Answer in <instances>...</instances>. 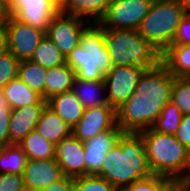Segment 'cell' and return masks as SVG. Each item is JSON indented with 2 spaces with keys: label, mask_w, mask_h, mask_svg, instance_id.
Here are the masks:
<instances>
[{
  "label": "cell",
  "mask_w": 190,
  "mask_h": 191,
  "mask_svg": "<svg viewBox=\"0 0 190 191\" xmlns=\"http://www.w3.org/2000/svg\"><path fill=\"white\" fill-rule=\"evenodd\" d=\"M174 76L160 62L142 74L128 101L116 109V124L125 133L148 130L171 101Z\"/></svg>",
  "instance_id": "obj_1"
},
{
  "label": "cell",
  "mask_w": 190,
  "mask_h": 191,
  "mask_svg": "<svg viewBox=\"0 0 190 191\" xmlns=\"http://www.w3.org/2000/svg\"><path fill=\"white\" fill-rule=\"evenodd\" d=\"M145 143L140 133H125L106 153L98 176L106 179L119 191L133 182L150 177Z\"/></svg>",
  "instance_id": "obj_2"
},
{
  "label": "cell",
  "mask_w": 190,
  "mask_h": 191,
  "mask_svg": "<svg viewBox=\"0 0 190 191\" xmlns=\"http://www.w3.org/2000/svg\"><path fill=\"white\" fill-rule=\"evenodd\" d=\"M140 134L152 174L181 182L188 171L190 150L175 135L163 134L152 128Z\"/></svg>",
  "instance_id": "obj_3"
},
{
  "label": "cell",
  "mask_w": 190,
  "mask_h": 191,
  "mask_svg": "<svg viewBox=\"0 0 190 191\" xmlns=\"http://www.w3.org/2000/svg\"><path fill=\"white\" fill-rule=\"evenodd\" d=\"M76 77L87 81L104 80L113 67L104 40V29L91 23L82 33L80 45L66 57Z\"/></svg>",
  "instance_id": "obj_4"
},
{
  "label": "cell",
  "mask_w": 190,
  "mask_h": 191,
  "mask_svg": "<svg viewBox=\"0 0 190 191\" xmlns=\"http://www.w3.org/2000/svg\"><path fill=\"white\" fill-rule=\"evenodd\" d=\"M104 40L113 66L154 68L161 53L138 30L104 29Z\"/></svg>",
  "instance_id": "obj_5"
},
{
  "label": "cell",
  "mask_w": 190,
  "mask_h": 191,
  "mask_svg": "<svg viewBox=\"0 0 190 191\" xmlns=\"http://www.w3.org/2000/svg\"><path fill=\"white\" fill-rule=\"evenodd\" d=\"M189 11L190 7L181 0H156L138 33L162 53L174 42L178 25Z\"/></svg>",
  "instance_id": "obj_6"
},
{
  "label": "cell",
  "mask_w": 190,
  "mask_h": 191,
  "mask_svg": "<svg viewBox=\"0 0 190 191\" xmlns=\"http://www.w3.org/2000/svg\"><path fill=\"white\" fill-rule=\"evenodd\" d=\"M154 0H112L98 24L103 29L137 30Z\"/></svg>",
  "instance_id": "obj_7"
},
{
  "label": "cell",
  "mask_w": 190,
  "mask_h": 191,
  "mask_svg": "<svg viewBox=\"0 0 190 191\" xmlns=\"http://www.w3.org/2000/svg\"><path fill=\"white\" fill-rule=\"evenodd\" d=\"M147 68L140 66H113L104 76L106 98L115 110L126 103Z\"/></svg>",
  "instance_id": "obj_8"
},
{
  "label": "cell",
  "mask_w": 190,
  "mask_h": 191,
  "mask_svg": "<svg viewBox=\"0 0 190 191\" xmlns=\"http://www.w3.org/2000/svg\"><path fill=\"white\" fill-rule=\"evenodd\" d=\"M91 22L59 11L49 24L46 36L59 48L66 58L69 53L80 45L81 35Z\"/></svg>",
  "instance_id": "obj_9"
},
{
  "label": "cell",
  "mask_w": 190,
  "mask_h": 191,
  "mask_svg": "<svg viewBox=\"0 0 190 191\" xmlns=\"http://www.w3.org/2000/svg\"><path fill=\"white\" fill-rule=\"evenodd\" d=\"M9 51L20 61L30 60L46 32L9 16L6 23Z\"/></svg>",
  "instance_id": "obj_10"
},
{
  "label": "cell",
  "mask_w": 190,
  "mask_h": 191,
  "mask_svg": "<svg viewBox=\"0 0 190 191\" xmlns=\"http://www.w3.org/2000/svg\"><path fill=\"white\" fill-rule=\"evenodd\" d=\"M60 11L52 0H13L9 16L47 32L51 19Z\"/></svg>",
  "instance_id": "obj_11"
},
{
  "label": "cell",
  "mask_w": 190,
  "mask_h": 191,
  "mask_svg": "<svg viewBox=\"0 0 190 191\" xmlns=\"http://www.w3.org/2000/svg\"><path fill=\"white\" fill-rule=\"evenodd\" d=\"M116 126V110L108 104L85 109L81 119L72 128V134L84 143L99 133Z\"/></svg>",
  "instance_id": "obj_12"
},
{
  "label": "cell",
  "mask_w": 190,
  "mask_h": 191,
  "mask_svg": "<svg viewBox=\"0 0 190 191\" xmlns=\"http://www.w3.org/2000/svg\"><path fill=\"white\" fill-rule=\"evenodd\" d=\"M123 131L117 125L99 133L95 137L84 142V160L86 164V175H98L101 171L106 153L110 151Z\"/></svg>",
  "instance_id": "obj_13"
},
{
  "label": "cell",
  "mask_w": 190,
  "mask_h": 191,
  "mask_svg": "<svg viewBox=\"0 0 190 191\" xmlns=\"http://www.w3.org/2000/svg\"><path fill=\"white\" fill-rule=\"evenodd\" d=\"M55 159L60 165L63 175L74 178L86 175L84 143L73 134L63 138L56 145Z\"/></svg>",
  "instance_id": "obj_14"
},
{
  "label": "cell",
  "mask_w": 190,
  "mask_h": 191,
  "mask_svg": "<svg viewBox=\"0 0 190 191\" xmlns=\"http://www.w3.org/2000/svg\"><path fill=\"white\" fill-rule=\"evenodd\" d=\"M63 176L61 167L55 158L28 159L23 173L24 184L39 190H43Z\"/></svg>",
  "instance_id": "obj_15"
},
{
  "label": "cell",
  "mask_w": 190,
  "mask_h": 191,
  "mask_svg": "<svg viewBox=\"0 0 190 191\" xmlns=\"http://www.w3.org/2000/svg\"><path fill=\"white\" fill-rule=\"evenodd\" d=\"M46 105L47 103H35L11 110L9 122L10 145L18 144L31 131L35 130Z\"/></svg>",
  "instance_id": "obj_16"
},
{
  "label": "cell",
  "mask_w": 190,
  "mask_h": 191,
  "mask_svg": "<svg viewBox=\"0 0 190 191\" xmlns=\"http://www.w3.org/2000/svg\"><path fill=\"white\" fill-rule=\"evenodd\" d=\"M47 105L71 128L78 123L85 111L72 90L52 96L47 100Z\"/></svg>",
  "instance_id": "obj_17"
},
{
  "label": "cell",
  "mask_w": 190,
  "mask_h": 191,
  "mask_svg": "<svg viewBox=\"0 0 190 191\" xmlns=\"http://www.w3.org/2000/svg\"><path fill=\"white\" fill-rule=\"evenodd\" d=\"M35 130L54 145L72 134V128L48 105L42 111Z\"/></svg>",
  "instance_id": "obj_18"
},
{
  "label": "cell",
  "mask_w": 190,
  "mask_h": 191,
  "mask_svg": "<svg viewBox=\"0 0 190 191\" xmlns=\"http://www.w3.org/2000/svg\"><path fill=\"white\" fill-rule=\"evenodd\" d=\"M72 91L85 109L108 105L104 80L87 81L76 77Z\"/></svg>",
  "instance_id": "obj_19"
},
{
  "label": "cell",
  "mask_w": 190,
  "mask_h": 191,
  "mask_svg": "<svg viewBox=\"0 0 190 191\" xmlns=\"http://www.w3.org/2000/svg\"><path fill=\"white\" fill-rule=\"evenodd\" d=\"M161 63L174 77H190V45H169L161 53Z\"/></svg>",
  "instance_id": "obj_20"
},
{
  "label": "cell",
  "mask_w": 190,
  "mask_h": 191,
  "mask_svg": "<svg viewBox=\"0 0 190 191\" xmlns=\"http://www.w3.org/2000/svg\"><path fill=\"white\" fill-rule=\"evenodd\" d=\"M112 0H68L60 9L68 15L81 17L91 23H98Z\"/></svg>",
  "instance_id": "obj_21"
},
{
  "label": "cell",
  "mask_w": 190,
  "mask_h": 191,
  "mask_svg": "<svg viewBox=\"0 0 190 191\" xmlns=\"http://www.w3.org/2000/svg\"><path fill=\"white\" fill-rule=\"evenodd\" d=\"M2 91L11 109H17L35 103H47L40 94L31 89L19 78L10 81Z\"/></svg>",
  "instance_id": "obj_22"
},
{
  "label": "cell",
  "mask_w": 190,
  "mask_h": 191,
  "mask_svg": "<svg viewBox=\"0 0 190 191\" xmlns=\"http://www.w3.org/2000/svg\"><path fill=\"white\" fill-rule=\"evenodd\" d=\"M75 78V71L67 63L47 69L45 100L47 101L56 94L72 90Z\"/></svg>",
  "instance_id": "obj_23"
},
{
  "label": "cell",
  "mask_w": 190,
  "mask_h": 191,
  "mask_svg": "<svg viewBox=\"0 0 190 191\" xmlns=\"http://www.w3.org/2000/svg\"><path fill=\"white\" fill-rule=\"evenodd\" d=\"M18 145L28 159L45 160L55 158L56 145L47 141L36 130L31 131Z\"/></svg>",
  "instance_id": "obj_24"
},
{
  "label": "cell",
  "mask_w": 190,
  "mask_h": 191,
  "mask_svg": "<svg viewBox=\"0 0 190 191\" xmlns=\"http://www.w3.org/2000/svg\"><path fill=\"white\" fill-rule=\"evenodd\" d=\"M47 69L31 60H23L20 63L18 78L36 91L45 100V83Z\"/></svg>",
  "instance_id": "obj_25"
},
{
  "label": "cell",
  "mask_w": 190,
  "mask_h": 191,
  "mask_svg": "<svg viewBox=\"0 0 190 191\" xmlns=\"http://www.w3.org/2000/svg\"><path fill=\"white\" fill-rule=\"evenodd\" d=\"M27 161V155L18 144L0 147V173L23 175Z\"/></svg>",
  "instance_id": "obj_26"
},
{
  "label": "cell",
  "mask_w": 190,
  "mask_h": 191,
  "mask_svg": "<svg viewBox=\"0 0 190 191\" xmlns=\"http://www.w3.org/2000/svg\"><path fill=\"white\" fill-rule=\"evenodd\" d=\"M31 61L40 66L50 69L66 63V58L52 40L45 35L34 51Z\"/></svg>",
  "instance_id": "obj_27"
},
{
  "label": "cell",
  "mask_w": 190,
  "mask_h": 191,
  "mask_svg": "<svg viewBox=\"0 0 190 191\" xmlns=\"http://www.w3.org/2000/svg\"><path fill=\"white\" fill-rule=\"evenodd\" d=\"M182 112L179 107L170 101L161 111V115L152 125V129L169 135H175L182 119Z\"/></svg>",
  "instance_id": "obj_28"
},
{
  "label": "cell",
  "mask_w": 190,
  "mask_h": 191,
  "mask_svg": "<svg viewBox=\"0 0 190 191\" xmlns=\"http://www.w3.org/2000/svg\"><path fill=\"white\" fill-rule=\"evenodd\" d=\"M174 181L161 175H151L148 178L133 182L121 191H172Z\"/></svg>",
  "instance_id": "obj_29"
},
{
  "label": "cell",
  "mask_w": 190,
  "mask_h": 191,
  "mask_svg": "<svg viewBox=\"0 0 190 191\" xmlns=\"http://www.w3.org/2000/svg\"><path fill=\"white\" fill-rule=\"evenodd\" d=\"M171 101L183 115L190 114V77H174Z\"/></svg>",
  "instance_id": "obj_30"
},
{
  "label": "cell",
  "mask_w": 190,
  "mask_h": 191,
  "mask_svg": "<svg viewBox=\"0 0 190 191\" xmlns=\"http://www.w3.org/2000/svg\"><path fill=\"white\" fill-rule=\"evenodd\" d=\"M21 61L10 51L0 55V89L18 78Z\"/></svg>",
  "instance_id": "obj_31"
},
{
  "label": "cell",
  "mask_w": 190,
  "mask_h": 191,
  "mask_svg": "<svg viewBox=\"0 0 190 191\" xmlns=\"http://www.w3.org/2000/svg\"><path fill=\"white\" fill-rule=\"evenodd\" d=\"M74 191H119L106 179L98 175H85L75 178Z\"/></svg>",
  "instance_id": "obj_32"
},
{
  "label": "cell",
  "mask_w": 190,
  "mask_h": 191,
  "mask_svg": "<svg viewBox=\"0 0 190 191\" xmlns=\"http://www.w3.org/2000/svg\"><path fill=\"white\" fill-rule=\"evenodd\" d=\"M24 185L23 175L0 173V191H21Z\"/></svg>",
  "instance_id": "obj_33"
},
{
  "label": "cell",
  "mask_w": 190,
  "mask_h": 191,
  "mask_svg": "<svg viewBox=\"0 0 190 191\" xmlns=\"http://www.w3.org/2000/svg\"><path fill=\"white\" fill-rule=\"evenodd\" d=\"M175 136L183 146L190 150V114L182 116L180 126Z\"/></svg>",
  "instance_id": "obj_34"
},
{
  "label": "cell",
  "mask_w": 190,
  "mask_h": 191,
  "mask_svg": "<svg viewBox=\"0 0 190 191\" xmlns=\"http://www.w3.org/2000/svg\"><path fill=\"white\" fill-rule=\"evenodd\" d=\"M172 44L190 45V11L186 14V16L178 25L175 40Z\"/></svg>",
  "instance_id": "obj_35"
},
{
  "label": "cell",
  "mask_w": 190,
  "mask_h": 191,
  "mask_svg": "<svg viewBox=\"0 0 190 191\" xmlns=\"http://www.w3.org/2000/svg\"><path fill=\"white\" fill-rule=\"evenodd\" d=\"M11 110L0 111V147L10 145V122Z\"/></svg>",
  "instance_id": "obj_36"
},
{
  "label": "cell",
  "mask_w": 190,
  "mask_h": 191,
  "mask_svg": "<svg viewBox=\"0 0 190 191\" xmlns=\"http://www.w3.org/2000/svg\"><path fill=\"white\" fill-rule=\"evenodd\" d=\"M75 178L64 175L58 181L53 182L42 191H74Z\"/></svg>",
  "instance_id": "obj_37"
},
{
  "label": "cell",
  "mask_w": 190,
  "mask_h": 191,
  "mask_svg": "<svg viewBox=\"0 0 190 191\" xmlns=\"http://www.w3.org/2000/svg\"><path fill=\"white\" fill-rule=\"evenodd\" d=\"M9 51L8 33L5 24L0 25V55Z\"/></svg>",
  "instance_id": "obj_38"
},
{
  "label": "cell",
  "mask_w": 190,
  "mask_h": 191,
  "mask_svg": "<svg viewBox=\"0 0 190 191\" xmlns=\"http://www.w3.org/2000/svg\"><path fill=\"white\" fill-rule=\"evenodd\" d=\"M172 191H190V185L183 182H175Z\"/></svg>",
  "instance_id": "obj_39"
},
{
  "label": "cell",
  "mask_w": 190,
  "mask_h": 191,
  "mask_svg": "<svg viewBox=\"0 0 190 191\" xmlns=\"http://www.w3.org/2000/svg\"><path fill=\"white\" fill-rule=\"evenodd\" d=\"M8 17L7 9L0 3V25L5 24Z\"/></svg>",
  "instance_id": "obj_40"
},
{
  "label": "cell",
  "mask_w": 190,
  "mask_h": 191,
  "mask_svg": "<svg viewBox=\"0 0 190 191\" xmlns=\"http://www.w3.org/2000/svg\"><path fill=\"white\" fill-rule=\"evenodd\" d=\"M2 110H12V109L9 107V105L4 97L2 89H0V111H2Z\"/></svg>",
  "instance_id": "obj_41"
},
{
  "label": "cell",
  "mask_w": 190,
  "mask_h": 191,
  "mask_svg": "<svg viewBox=\"0 0 190 191\" xmlns=\"http://www.w3.org/2000/svg\"><path fill=\"white\" fill-rule=\"evenodd\" d=\"M181 182L190 185V155H189V166H188V171H187V174H186L185 178H184Z\"/></svg>",
  "instance_id": "obj_42"
},
{
  "label": "cell",
  "mask_w": 190,
  "mask_h": 191,
  "mask_svg": "<svg viewBox=\"0 0 190 191\" xmlns=\"http://www.w3.org/2000/svg\"><path fill=\"white\" fill-rule=\"evenodd\" d=\"M54 2V4L61 9L68 0H52Z\"/></svg>",
  "instance_id": "obj_43"
},
{
  "label": "cell",
  "mask_w": 190,
  "mask_h": 191,
  "mask_svg": "<svg viewBox=\"0 0 190 191\" xmlns=\"http://www.w3.org/2000/svg\"><path fill=\"white\" fill-rule=\"evenodd\" d=\"M12 1H13V0H0V3H1L6 9H8V8L11 6Z\"/></svg>",
  "instance_id": "obj_44"
},
{
  "label": "cell",
  "mask_w": 190,
  "mask_h": 191,
  "mask_svg": "<svg viewBox=\"0 0 190 191\" xmlns=\"http://www.w3.org/2000/svg\"><path fill=\"white\" fill-rule=\"evenodd\" d=\"M21 191H42V190L24 185V187Z\"/></svg>",
  "instance_id": "obj_45"
},
{
  "label": "cell",
  "mask_w": 190,
  "mask_h": 191,
  "mask_svg": "<svg viewBox=\"0 0 190 191\" xmlns=\"http://www.w3.org/2000/svg\"><path fill=\"white\" fill-rule=\"evenodd\" d=\"M181 1H183L184 3H186L190 7V0H181Z\"/></svg>",
  "instance_id": "obj_46"
}]
</instances>
